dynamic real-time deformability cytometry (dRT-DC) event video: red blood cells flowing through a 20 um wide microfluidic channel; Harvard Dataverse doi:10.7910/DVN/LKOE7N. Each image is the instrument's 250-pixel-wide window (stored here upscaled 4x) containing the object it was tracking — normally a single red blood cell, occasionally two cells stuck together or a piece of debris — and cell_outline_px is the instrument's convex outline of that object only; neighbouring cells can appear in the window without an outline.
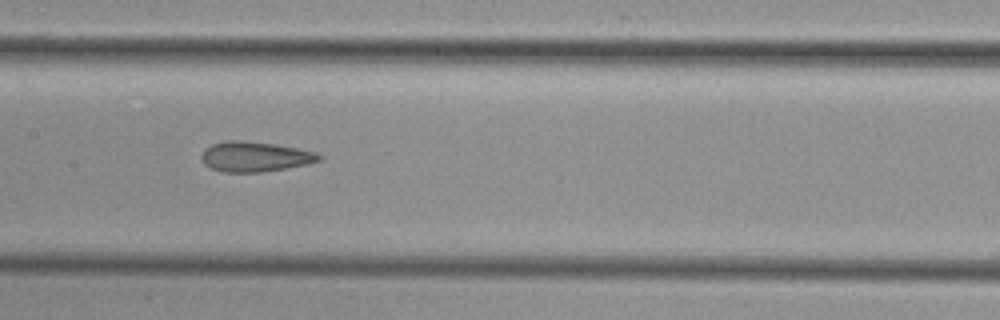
{"species": "common noctule bat (a hibernating species)", "species_latin": "Nyctalus noctula", "temperature_condition": "cold", "stored_images_in_passage": 12, "camera_frame_rate_fps": 3000, "um_per_image_px": 0.085, "animal": {"sex": "female", "body_mass_g": 29.2, "forearm_length_mm": 56.3}, "frame": {"image": 1, "passage_image": 4, "time_ms": 4.667, "image_size_px": [1000, 320], "cell_outline_px": [[324, 156], [320, 160], [308, 164], [260, 172], [224, 172], [212, 168], [204, 164], [200, 156], [204, 148], [212, 144], [228, 140], [244, 140], [272, 144], [296, 148], [316, 152]], "centroid_in_image_um": [21.65, 13.31], "position_along_channel_um": 185.8, "area_um2": 20.52}}
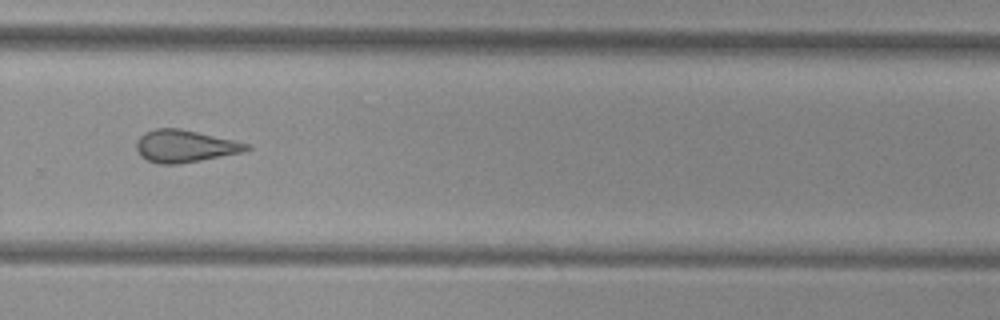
{"frame": {"image": 2, "passage_image": 7, "time_ms": 8.0, "image_size_px": [1000, 320], "cell_outline_px": [[252, 148], [244, 152], [180, 164], [160, 164], [148, 160], [140, 156], [136, 148], [136, 140], [144, 132], [156, 128], [180, 128], [232, 140], [248, 144]], "centroid_in_image_um": [15.68, 12.42], "position_along_channel_um": 314.1, "area_um2": 20.69}}
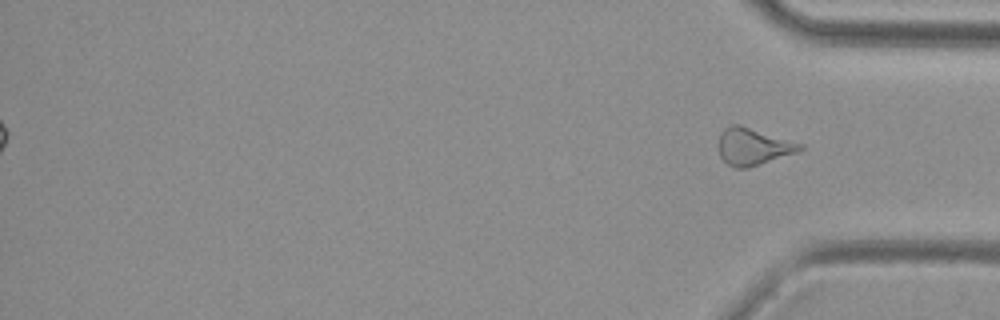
{"frame": {"image": 3, "passage_image": 12, "time_ms": 14.0, "image_size_px": [1000, 320], "cell_outline_px": [[804, 148], [796, 152], [748, 168], [736, 168], [728, 164], [720, 156], [720, 132], [724, 128], [732, 124], [740, 124], [804, 144]], "centroid_in_image_um": [64.02, 12.44], "position_along_channel_um": 371.2, "area_um2": 17.4}}